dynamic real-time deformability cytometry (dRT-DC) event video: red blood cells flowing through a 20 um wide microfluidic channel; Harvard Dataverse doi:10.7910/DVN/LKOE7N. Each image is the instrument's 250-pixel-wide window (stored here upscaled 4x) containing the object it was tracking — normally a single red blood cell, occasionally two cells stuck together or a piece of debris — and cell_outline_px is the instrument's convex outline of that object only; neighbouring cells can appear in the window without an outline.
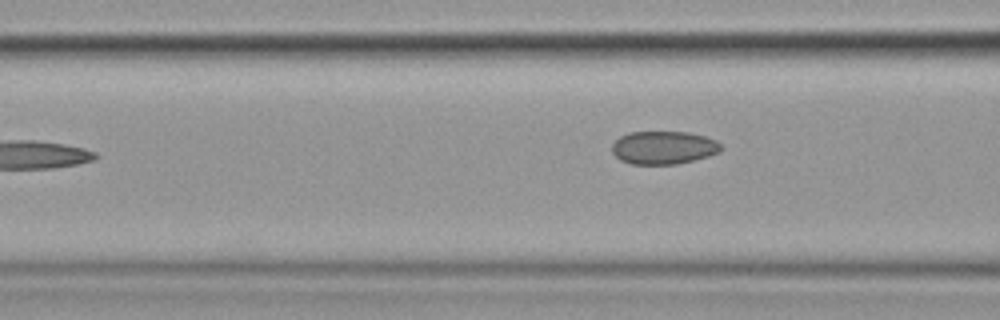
{"species": "common noctule bat (a hibernating species)", "species_latin": "Nyctalus noctula", "temperature_condition": "cold", "stored_images_in_passage": 3, "camera_frame_rate_fps": 3000, "um_per_image_px": 0.085, "animal": {"sex": "female", "body_mass_g": 19.9}, "frame": {"image": 1, "passage_image": 3, "time_ms": 2.667, "image_size_px": [1000, 320], "cell_outline_px": [[724, 148], [720, 152], [708, 156], [676, 164], [632, 164], [620, 160], [612, 152], [612, 144], [620, 136], [628, 132], [688, 132], [704, 136], [716, 140]], "centroid_in_image_um": [56.4, 12.54], "position_along_channel_um": 110.2, "area_um2": 21.04}}